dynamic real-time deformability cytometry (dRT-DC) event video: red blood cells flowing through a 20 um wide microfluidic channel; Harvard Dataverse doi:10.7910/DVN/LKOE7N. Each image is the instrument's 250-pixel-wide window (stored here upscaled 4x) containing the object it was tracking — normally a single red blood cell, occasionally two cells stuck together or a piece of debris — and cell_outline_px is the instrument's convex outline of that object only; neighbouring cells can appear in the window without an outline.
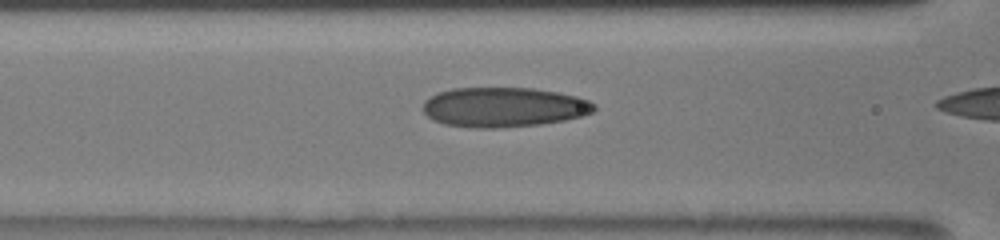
{"species": "human", "species_latin": "Homo sapiens", "temperature_condition": "room temperature", "stored_images_in_passage": 9, "camera_frame_rate_fps": 3000, "um_per_image_px": 0.085, "donor": {"sex": "male"}, "frame": {"image": 1, "passage_image": 8, "time_ms": 3.0, "image_size_px": [1000, 240], "cell_outline_px": [[596, 108], [592, 112], [580, 116], [564, 120], [540, 124], [496, 128], [468, 128], [444, 124], [432, 120], [424, 112], [424, 100], [440, 92], [452, 88], [532, 88], [556, 92], [576, 96], [588, 100], [596, 104]], "centroid_in_image_um": [42.8, 9.11], "position_along_channel_um": 123.8, "area_um2": 39.59}}